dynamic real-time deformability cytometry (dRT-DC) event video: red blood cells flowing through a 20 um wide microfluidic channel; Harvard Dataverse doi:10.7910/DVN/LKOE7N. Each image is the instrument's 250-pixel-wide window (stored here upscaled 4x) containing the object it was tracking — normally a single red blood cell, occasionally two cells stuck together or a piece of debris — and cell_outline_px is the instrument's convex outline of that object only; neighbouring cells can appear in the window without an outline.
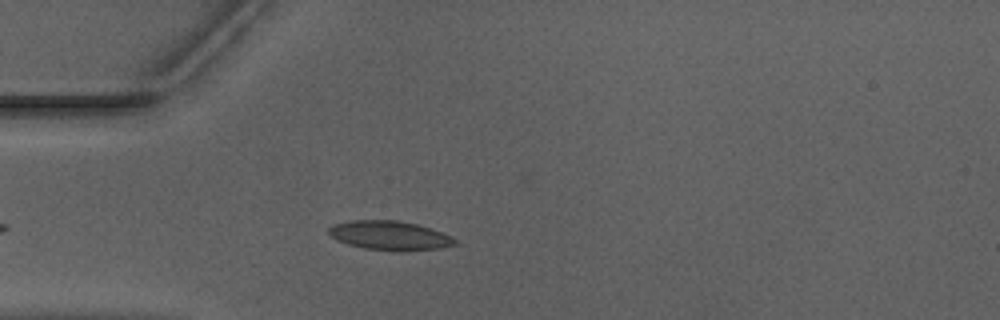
{"species": "Egyptian fruit bat (a non-hibernating species)", "species_latin": "Rousettus aegyptiacus", "temperature_condition": "warm", "stored_images_in_passage": 41, "camera_frame_rate_fps": 3000, "um_per_image_px": 0.085, "animal": {"sex": "male"}, "frame": {"image": 1, "passage_image": 7, "time_ms": 2.0, "image_size_px": [1000, 320], "cell_outline_px": [[460, 244], [440, 248], [364, 248], [348, 244], [336, 240], [328, 236], [328, 228], [332, 224], [352, 220], [396, 220], [416, 224], [452, 236]], "centroid_in_image_um": [33.05, 19.96], "position_along_channel_um": 52.0, "area_um2": 20.58}}
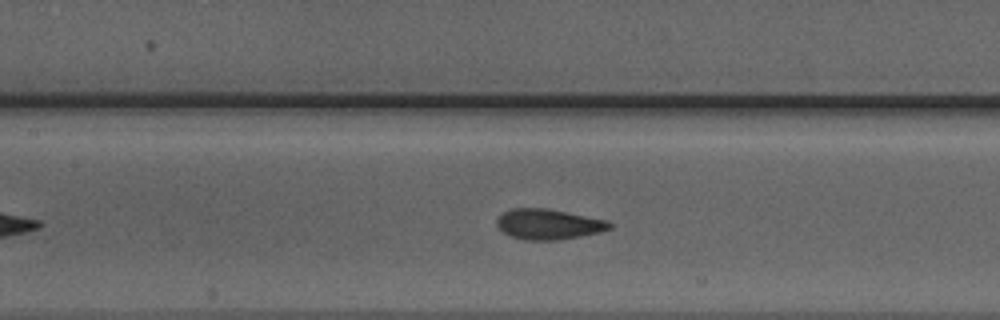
{"frame": {"image": 2, "passage_image": 16, "time_ms": 5.0, "image_size_px": [1000, 320], "cell_outline_px": [[612, 228], [600, 232], [580, 236], [556, 240], [524, 240], [512, 236], [504, 232], [496, 224], [496, 220], [504, 212], [512, 208], [548, 208], [608, 220], [612, 224]], "centroid_in_image_um": [46.65, 19.05], "position_along_channel_um": 160.8, "area_um2": 19.94}}
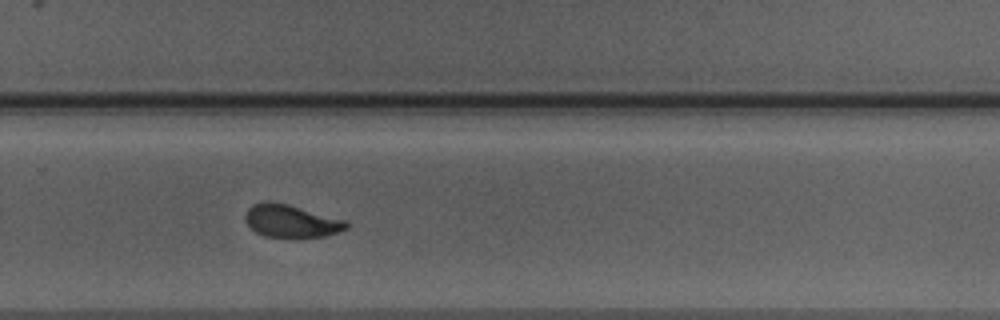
{"frame": {"image": 3, "passage_image": 27, "time_ms": 8.667, "image_size_px": [1000, 320], "cell_outline_px": [[348, 228], [324, 236], [300, 240], [288, 240], [264, 236], [256, 232], [244, 220], [244, 216], [248, 208], [252, 204], [264, 200], [268, 200], [288, 204], [344, 220], [348, 224]], "centroid_in_image_um": [24.69, 18.83], "position_along_channel_um": 305.1, "area_um2": 19.94}, "authors_computed_cell_mechanics": {"area_um2": 19.7098, "velocity_mm_per_s": 3.9399, "shape_relaxation_time_tau1_ms": 3.3505, "shape_relaxation_time_tau2_ms": 0.7214, "deformation_change_tau1": 0.1369, "deformation_change_tau2": 0.0461}}